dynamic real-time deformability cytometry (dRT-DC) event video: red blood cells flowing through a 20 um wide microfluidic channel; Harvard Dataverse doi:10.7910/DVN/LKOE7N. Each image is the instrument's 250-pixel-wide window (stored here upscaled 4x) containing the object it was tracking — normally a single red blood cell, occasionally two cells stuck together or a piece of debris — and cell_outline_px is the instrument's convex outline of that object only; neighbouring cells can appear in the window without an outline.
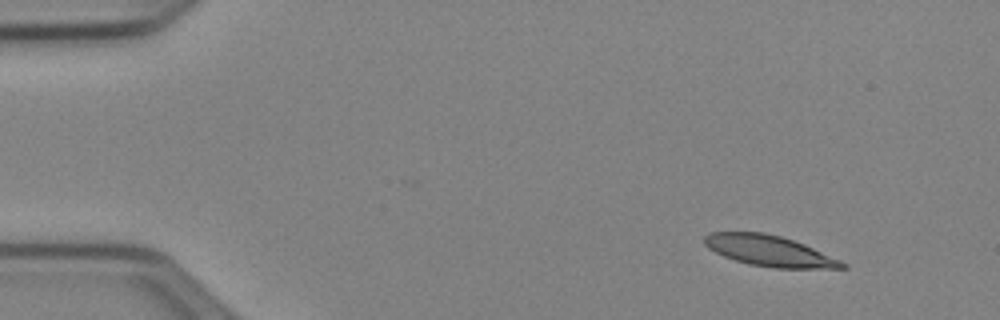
{"species": "Egyptian fruit bat (a non-hibernating species)", "species_latin": "Rousettus aegyptiacus", "temperature_condition": "cold", "stored_images_in_passage": 47, "camera_frame_rate_fps": 3000, "um_per_image_px": 0.085, "animal": {"sex": "female"}, "frame": {"image": 1, "passage_image": 1, "time_ms": 0.0, "image_size_px": [1000, 320], "cell_outline_px": [[848, 268], [776, 268], [748, 264], [724, 256], [708, 248], [704, 244], [704, 236], [712, 232], [764, 232], [780, 236], [804, 244], [840, 260], [848, 264]], "centroid_in_image_um": [65.39, 21.32], "position_along_channel_um": 19.6, "area_um2": 24.51}}
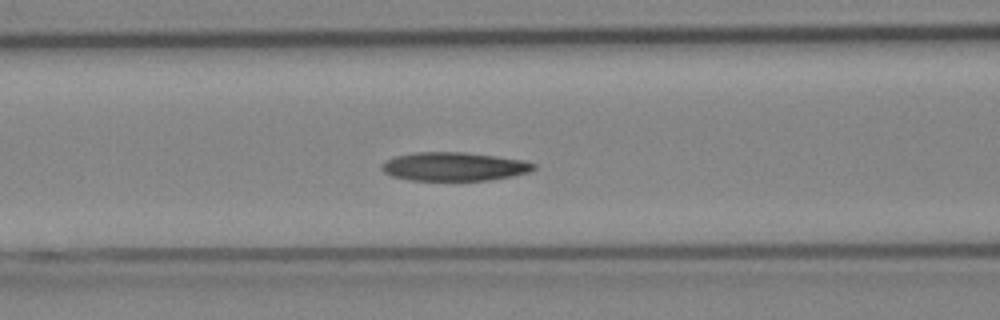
{"frame": {"image": 2, "passage_image": 17, "time_ms": 5.333, "image_size_px": [1000, 320], "cell_outline_px": [[536, 168], [528, 172], [512, 176], [488, 180], [408, 180], [392, 176], [384, 172], [380, 168], [380, 164], [396, 156], [416, 152], [464, 152], [496, 156], [524, 160], [536, 164]], "centroid_in_image_um": [38.59, 14.15], "position_along_channel_um": 128.0, "area_um2": 25.32}}
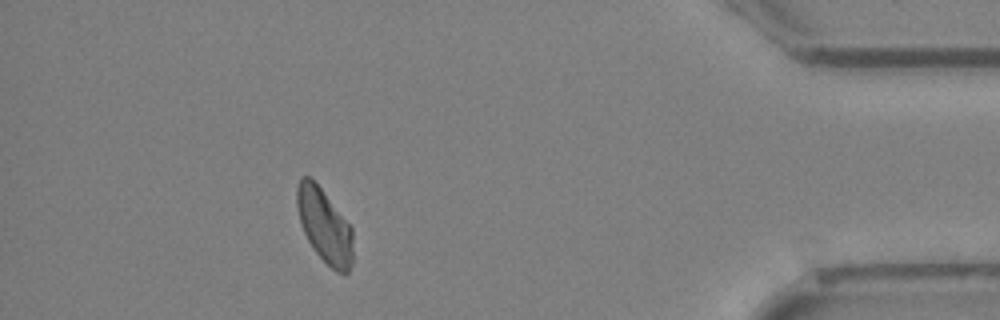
{"frame": {"image": 3, "passage_image": 42, "time_ms": 13.667, "image_size_px": [1000, 320], "cell_outline_px": [[352, 264], [348, 272], [344, 276], [336, 272], [312, 248], [300, 224], [296, 204], [296, 188], [300, 176], [308, 176], [320, 188], [352, 228]], "centroid_in_image_um": [27.56, 19.21], "position_along_channel_um": 407.6, "area_um2": 23.93}, "authors_computed_cell_mechanics": {"area_um2": 25.0852, "velocity_mm_per_s": 3.9228, "shape_relaxation_time_tau1_ms": 9.9218, "shape_relaxation_time_tau2_ms": null, "deformation_change_tau1": 0.2108, "deformation_change_tau2": null}}